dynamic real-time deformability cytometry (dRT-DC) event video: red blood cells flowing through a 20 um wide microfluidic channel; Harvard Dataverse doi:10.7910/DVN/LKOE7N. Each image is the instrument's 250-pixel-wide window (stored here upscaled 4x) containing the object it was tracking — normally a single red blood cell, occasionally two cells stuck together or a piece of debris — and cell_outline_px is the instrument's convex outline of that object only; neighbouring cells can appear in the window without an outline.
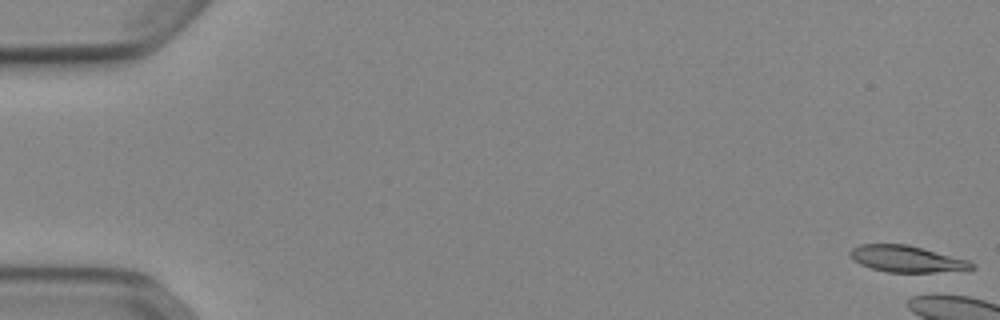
{"species": "Egyptian fruit bat (a non-hibernating species)", "species_latin": "Rousettus aegyptiacus", "temperature_condition": "cold", "stored_images_in_passage": 5, "camera_frame_rate_fps": 3000, "um_per_image_px": 0.085, "animal": {"sex": "female"}, "frame": {"image": 1, "passage_image": 1, "time_ms": 0.0, "image_size_px": [1000, 320], "cell_outline_px": [[976, 268], [936, 272], [888, 272], [872, 268], [860, 264], [848, 252], [852, 248], [860, 244], [908, 244], [968, 260], [976, 264]], "centroid_in_image_um": [77.08, 22.0], "position_along_channel_um": 7.9, "area_um2": 18.55}}